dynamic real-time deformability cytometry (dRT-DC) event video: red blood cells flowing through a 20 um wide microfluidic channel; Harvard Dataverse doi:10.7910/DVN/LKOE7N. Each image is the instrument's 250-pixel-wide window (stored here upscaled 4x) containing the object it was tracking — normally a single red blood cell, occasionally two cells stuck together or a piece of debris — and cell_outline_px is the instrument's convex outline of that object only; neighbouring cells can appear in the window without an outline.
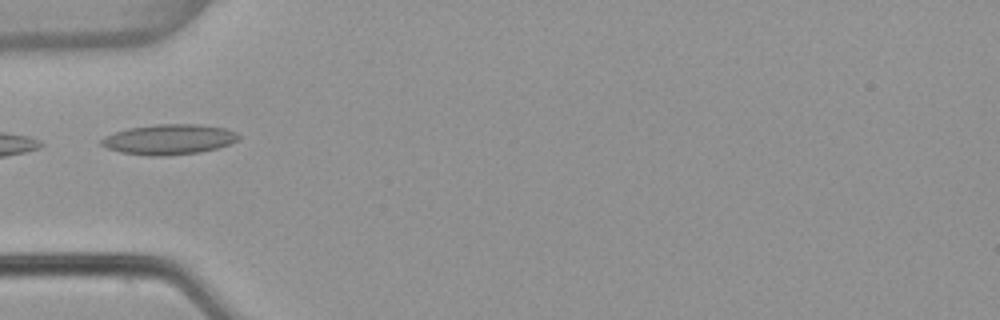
{"species": "common noctule bat (a hibernating species)", "species_latin": "Nyctalus noctula", "temperature_condition": "warm", "stored_images_in_passage": 4, "camera_frame_rate_fps": 3000, "um_per_image_px": 0.085, "animal": {"sex": "female", "body_mass_g": 22.7, "forearm_length_mm": 54.2}, "frame": {"image": 1, "passage_image": 4, "time_ms": 1.0, "image_size_px": [1000, 320], "cell_outline_px": [[240, 136], [236, 140], [228, 144], [216, 148], [200, 152], [164, 156], [148, 156], [120, 152], [108, 148], [100, 144], [100, 140], [104, 136], [128, 128], [156, 124], [196, 124], [224, 128], [236, 132]], "centroid_in_image_um": [14.33, 11.85], "position_along_channel_um": 70.7, "area_um2": 24.04}}